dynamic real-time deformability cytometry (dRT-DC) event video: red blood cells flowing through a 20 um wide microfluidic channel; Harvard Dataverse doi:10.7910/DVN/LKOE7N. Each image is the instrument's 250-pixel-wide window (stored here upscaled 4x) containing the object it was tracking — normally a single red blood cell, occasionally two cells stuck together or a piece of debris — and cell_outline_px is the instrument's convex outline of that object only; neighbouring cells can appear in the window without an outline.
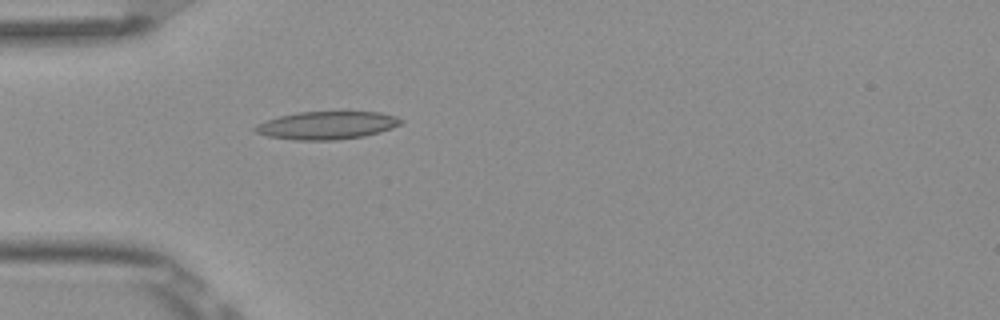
{"species": "Egyptian fruit bat (a non-hibernating species)", "species_latin": "Rousettus aegyptiacus", "temperature_condition": "room temperature", "stored_images_in_passage": 4, "camera_frame_rate_fps": 3000, "um_per_image_px": 0.085, "frame": {"image": 1, "passage_image": 4, "time_ms": 1.0, "image_size_px": [1000, 320], "cell_outline_px": [[404, 120], [400, 124], [392, 128], [380, 132], [364, 136], [336, 140], [296, 140], [268, 136], [252, 132], [252, 128], [256, 124], [280, 116], [300, 112], [380, 112], [396, 116]], "centroid_in_image_um": [27.77, 10.66], "position_along_channel_um": 57.2, "area_um2": 23.7}}